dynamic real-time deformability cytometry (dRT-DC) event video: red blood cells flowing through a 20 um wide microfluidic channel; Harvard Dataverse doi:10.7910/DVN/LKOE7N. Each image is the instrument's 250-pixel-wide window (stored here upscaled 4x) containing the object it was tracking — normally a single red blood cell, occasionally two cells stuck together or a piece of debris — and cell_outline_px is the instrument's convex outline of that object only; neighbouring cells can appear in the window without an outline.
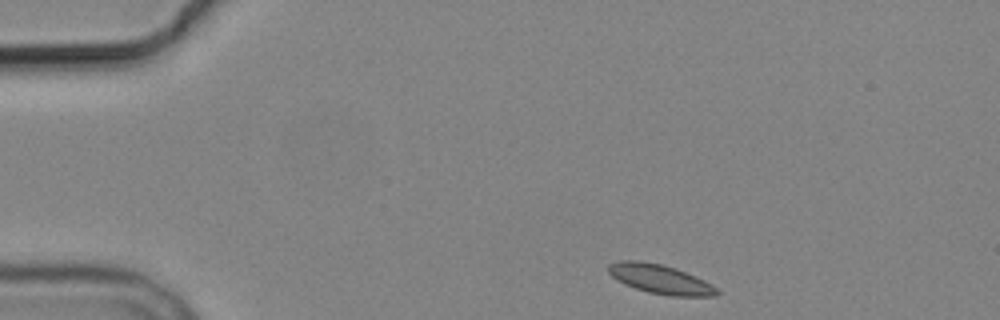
{"species": "common noctule bat (a hibernating species)", "species_latin": "Nyctalus noctula", "temperature_condition": "cold", "stored_images_in_passage": 3, "camera_frame_rate_fps": 3000, "um_per_image_px": 0.085, "animal": {"sex": "male", "body_mass_g": 19.2, "forearm_length_mm": 51.8}, "frame": {"image": 1, "passage_image": 1, "time_ms": 0.0, "image_size_px": [1000, 320], "cell_outline_px": [[720, 292], [716, 296], [672, 296], [648, 292], [624, 284], [616, 280], [608, 272], [608, 264], [620, 260], [640, 260], [660, 264], [676, 268], [696, 276], [712, 284]], "centroid_in_image_um": [56.11, 23.72], "position_along_channel_um": 28.9, "area_um2": 18.55}}